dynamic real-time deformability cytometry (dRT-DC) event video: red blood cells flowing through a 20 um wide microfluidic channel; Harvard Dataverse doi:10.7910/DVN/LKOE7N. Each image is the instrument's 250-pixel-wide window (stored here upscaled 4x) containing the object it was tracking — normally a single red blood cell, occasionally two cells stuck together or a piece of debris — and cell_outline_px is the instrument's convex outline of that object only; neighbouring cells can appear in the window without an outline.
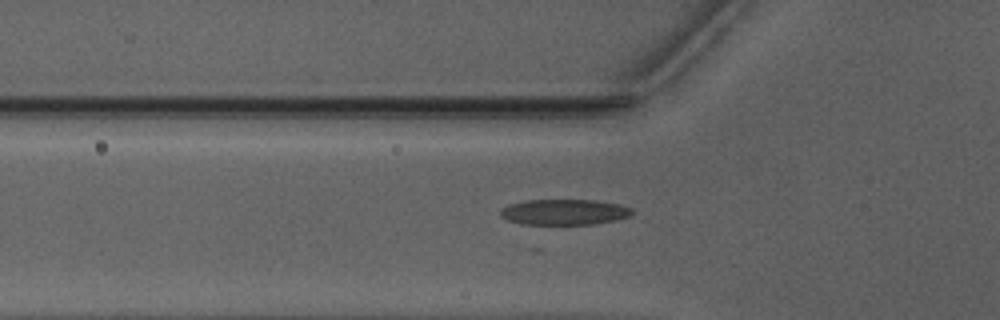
{"species": "Egyptian fruit bat (a non-hibernating species)", "species_latin": "Rousettus aegyptiacus", "temperature_condition": "warm", "stored_images_in_passage": 45, "camera_frame_rate_fps": 3000, "um_per_image_px": 0.085, "animal": {"sex": "male"}, "frame": {"image": 1, "passage_image": 16, "time_ms": 5.0, "image_size_px": [1000, 320], "cell_outline_px": [[632, 216], [596, 224], [520, 224], [508, 220], [500, 216], [500, 208], [508, 204], [524, 200], [596, 200], [620, 204], [632, 208]], "centroid_in_image_um": [47.94, 18.02], "position_along_channel_um": 77.9, "area_um2": 19.88}}
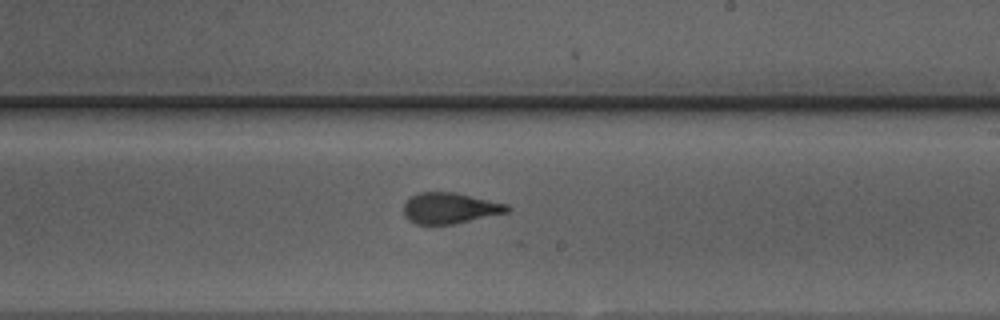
{"frame": {"image": 2, "passage_image": 29, "time_ms": 9.333, "image_size_px": [1000, 320], "cell_outline_px": [[512, 208], [508, 212], [452, 224], [416, 224], [408, 220], [404, 216], [404, 204], [412, 196], [420, 192], [456, 192], [508, 204]], "centroid_in_image_um": [38.25, 17.68], "position_along_channel_um": 250.8, "area_um2": 18.61}}
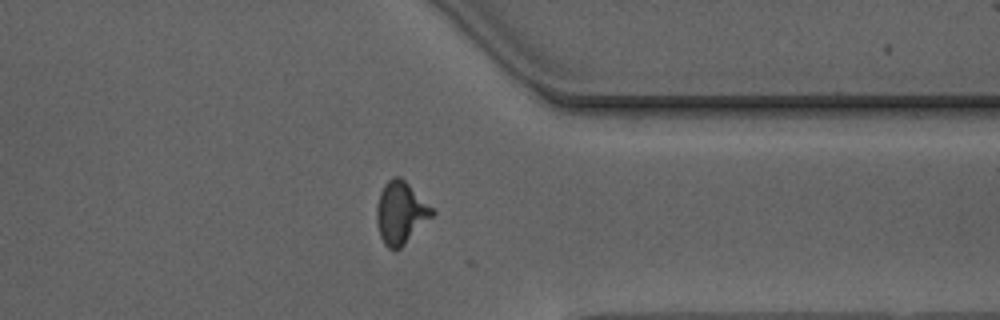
{"frame": {"image": 3, "passage_image": 39, "time_ms": 12.667, "image_size_px": [1000, 320], "cell_outline_px": [[436, 212], [400, 248], [388, 248], [384, 244], [380, 236], [376, 220], [376, 208], [380, 192], [384, 184], [392, 176], [400, 176]], "centroid_in_image_um": [34.02, 18.06], "position_along_channel_um": 377.4, "area_um2": 19.71}, "authors_computed_cell_mechanics": {"area_um2": 19.074, "velocity_mm_per_s": 3.9796, "shape_relaxation_time_tau1_ms": 3.6139, "shape_relaxation_time_tau2_ms": 1.2553, "deformation_change_tau1": 0.184, "deformation_change_tau2": 0.1018}}